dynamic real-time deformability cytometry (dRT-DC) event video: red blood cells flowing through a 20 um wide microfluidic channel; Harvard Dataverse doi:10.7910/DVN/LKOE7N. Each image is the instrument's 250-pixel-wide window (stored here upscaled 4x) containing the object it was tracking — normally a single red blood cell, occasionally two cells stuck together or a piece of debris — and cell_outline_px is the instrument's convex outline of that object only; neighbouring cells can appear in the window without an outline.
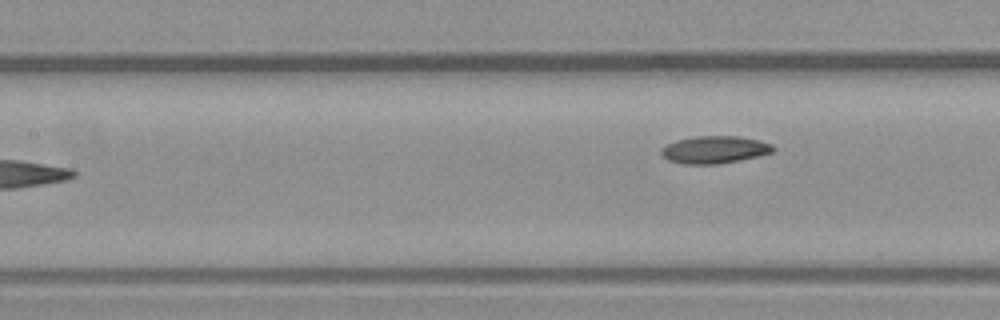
{"species": "common noctule bat (a hibernating species)", "species_latin": "Nyctalus noctula", "temperature_condition": "warm", "stored_images_in_passage": 4, "camera_frame_rate_fps": 3000, "um_per_image_px": 0.085, "animal": {"sex": "male", "body_mass_g": 23.1, "forearm_length_mm": 52.7}, "frame": {"image": 1, "passage_image": 4, "time_ms": 1.0, "image_size_px": [1000, 320], "cell_outline_px": [[776, 148], [772, 152], [756, 156], [716, 164], [684, 164], [668, 160], [660, 152], [660, 148], [676, 140], [696, 136], [740, 136], [760, 140], [772, 144]], "centroid_in_image_um": [60.73, 12.71], "position_along_channel_um": 146.7, "area_um2": 17.74}}